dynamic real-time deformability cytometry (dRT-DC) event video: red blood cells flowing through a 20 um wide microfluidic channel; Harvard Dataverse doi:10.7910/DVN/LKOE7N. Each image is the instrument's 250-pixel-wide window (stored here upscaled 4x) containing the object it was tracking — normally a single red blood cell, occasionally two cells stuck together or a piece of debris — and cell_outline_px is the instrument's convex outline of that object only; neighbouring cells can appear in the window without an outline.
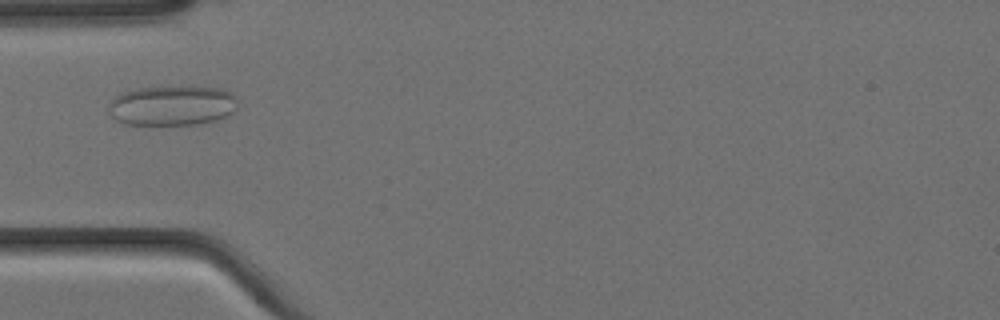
{"species": "Egyptian fruit bat (a non-hibernating species)", "species_latin": "Rousettus aegyptiacus", "temperature_condition": "cold", "stored_images_in_passage": 10, "camera_frame_rate_fps": 3000, "um_per_image_px": 0.085, "animal": {"sex": "female"}, "frame": {"image": 1, "passage_image": 4, "time_ms": 1.0, "image_size_px": [1000, 320], "cell_outline_px": [[240, 100], [236, 108], [228, 116], [216, 120], [196, 124], [124, 124], [116, 120], [112, 116], [108, 108], [108, 104], [120, 92], [140, 88], [180, 84], [220, 88], [232, 92]], "centroid_in_image_um": [14.68, 8.92], "position_along_channel_um": 70.3, "area_um2": 30.98}}
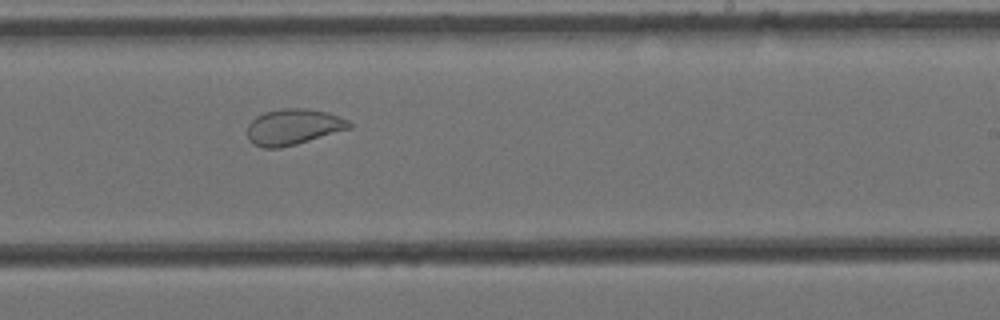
{"frame": {"image": 2, "passage_image": 9, "time_ms": 2.667, "image_size_px": [1000, 320], "cell_outline_px": [[352, 128], [296, 144], [280, 148], [264, 148], [252, 144], [248, 140], [248, 124], [256, 116], [264, 112], [280, 108], [308, 108], [328, 112], [348, 120], [352, 124]], "centroid_in_image_um": [24.92, 10.78], "position_along_channel_um": 264.1, "area_um2": 21.5}}